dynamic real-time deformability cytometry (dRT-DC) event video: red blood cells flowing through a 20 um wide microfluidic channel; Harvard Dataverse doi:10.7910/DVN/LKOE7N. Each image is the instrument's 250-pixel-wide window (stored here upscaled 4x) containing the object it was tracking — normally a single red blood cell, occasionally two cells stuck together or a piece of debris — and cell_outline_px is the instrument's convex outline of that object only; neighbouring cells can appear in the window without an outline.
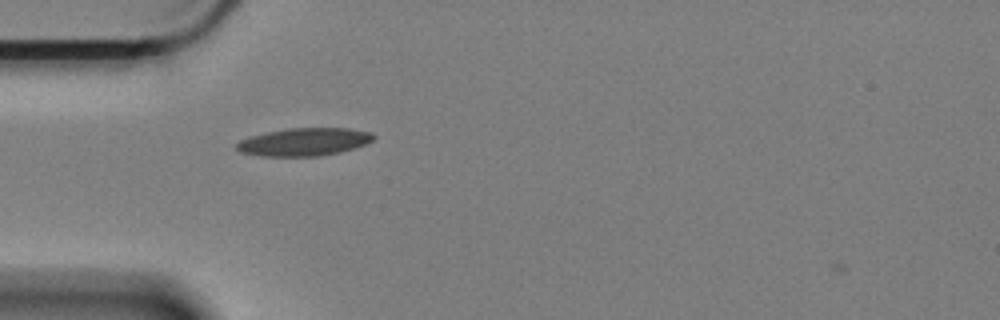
{"species": "Egyptian fruit bat (a non-hibernating species)", "species_latin": "Rousettus aegyptiacus", "temperature_condition": "cold", "stored_images_in_passage": 36, "camera_frame_rate_fps": 3000, "um_per_image_px": 0.085, "animal": {"sex": "female"}, "frame": {"image": 1, "passage_image": 1, "time_ms": 0.0, "image_size_px": [1000, 320], "cell_outline_px": [[376, 136], [372, 140], [364, 144], [340, 152], [320, 156], [260, 156], [240, 152], [236, 148], [236, 144], [240, 140], [252, 136], [268, 132], [288, 128], [348, 128], [372, 132]], "centroid_in_image_um": [25.85, 12.06], "position_along_channel_um": 59.2, "area_um2": 22.08}}
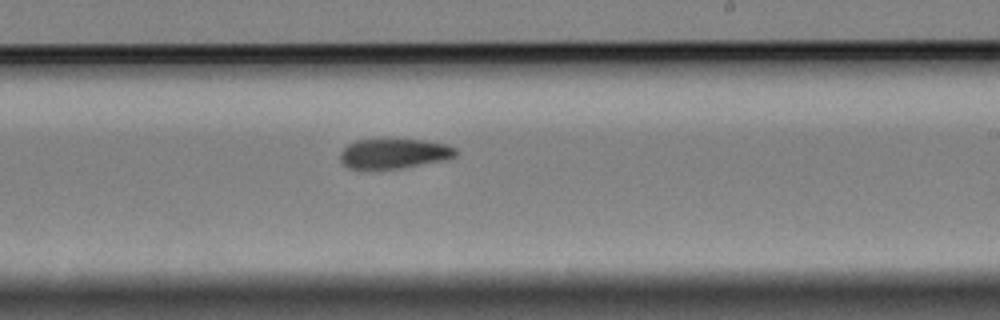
{"frame": {"image": 2, "passage_image": 19, "time_ms": 6.0, "image_size_px": [1000, 320], "cell_outline_px": [[456, 156], [448, 160], [400, 168], [372, 172], [348, 168], [340, 160], [340, 152], [348, 144], [356, 140], [424, 140], [448, 144], [456, 148]], "centroid_in_image_um": [33.47, 13.1], "position_along_channel_um": 255.5, "area_um2": 20.75}}
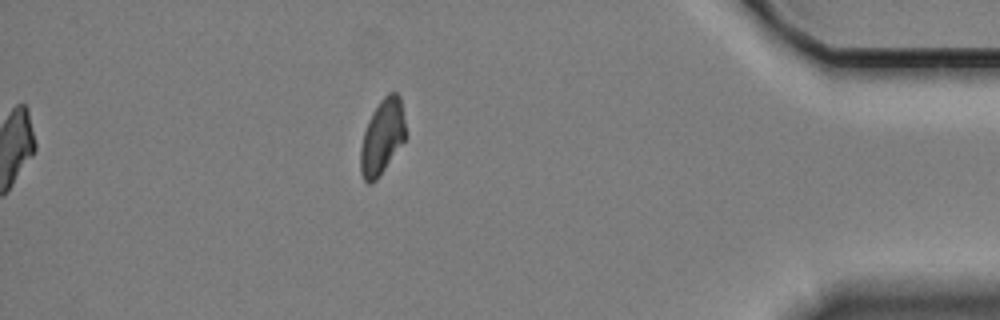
{"frame": {"image": 3, "passage_image": 36, "time_ms": 11.667, "image_size_px": [1000, 320], "cell_outline_px": [[408, 136], [376, 180], [372, 184], [368, 184], [364, 180], [360, 172], [360, 148], [364, 132], [368, 120], [372, 112], [380, 100], [388, 92], [396, 92], [400, 96]], "centroid_in_image_um": [32.5, 11.62], "position_along_channel_um": 402.7, "area_um2": 20.0}}